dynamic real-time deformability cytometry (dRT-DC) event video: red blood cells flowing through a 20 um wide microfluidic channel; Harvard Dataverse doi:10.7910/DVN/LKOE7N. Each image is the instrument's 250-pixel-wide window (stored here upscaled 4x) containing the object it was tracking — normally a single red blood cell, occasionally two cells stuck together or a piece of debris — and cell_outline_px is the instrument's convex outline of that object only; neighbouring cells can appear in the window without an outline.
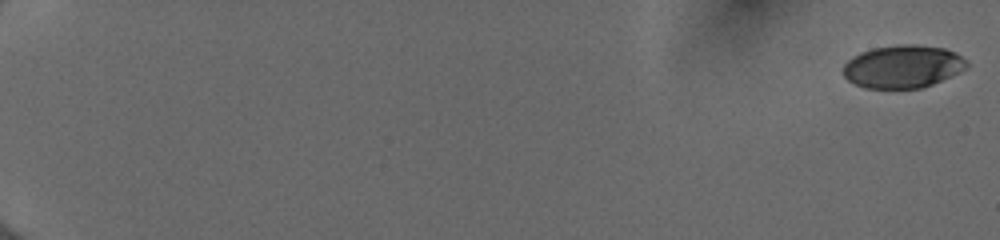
{"species": "human", "species_latin": "Homo sapiens", "temperature_condition": "cold", "stored_images_in_passage": 55, "camera_frame_rate_fps": 3000, "um_per_image_px": 0.085, "donor": {"sex": "female"}, "frame": {"image": 1, "passage_image": 1, "time_ms": 0.0, "image_size_px": [1000, 240], "cell_outline_px": [[968, 68], [960, 72], [932, 84], [920, 88], [864, 88], [848, 80], [844, 76], [844, 64], [852, 56], [860, 52], [872, 48], [900, 44], [916, 44], [944, 48], [956, 52], [968, 60]], "centroid_in_image_um": [76.77, 5.64], "position_along_channel_um": 8.2, "area_um2": 31.04}}
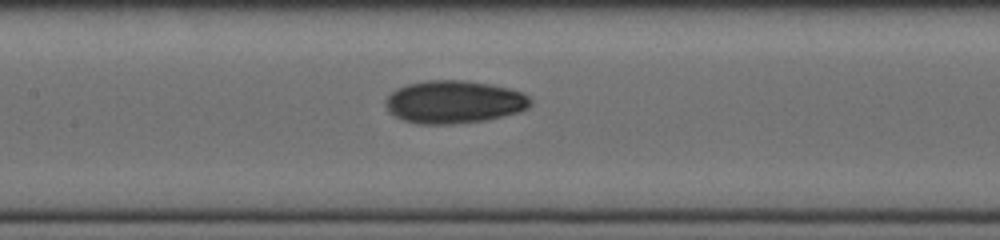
{"frame": {"image": 2, "passage_image": 30, "time_ms": 9.667, "image_size_px": [1000, 240], "cell_outline_px": [[532, 104], [528, 108], [520, 112], [504, 116], [484, 120], [452, 124], [416, 124], [404, 120], [388, 112], [384, 104], [384, 100], [396, 88], [408, 84], [428, 80], [464, 80], [492, 84], [524, 92], [532, 100]], "centroid_in_image_um": [38.6, 8.66], "position_along_channel_um": 168.8, "area_um2": 36.47}}
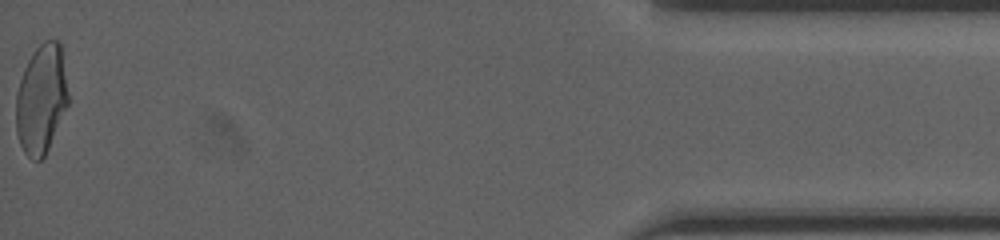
{"frame": {"image": 3, "passage_image": 55, "time_ms": 18.0, "image_size_px": [1000, 240], "cell_outline_px": [[68, 104], [48, 148], [44, 156], [40, 160], [32, 160], [24, 152], [20, 144], [16, 132], [16, 96], [20, 80], [24, 68], [32, 52], [44, 40], [60, 40], [68, 92]], "centroid_in_image_um": [3.5, 8.41], "position_along_channel_um": 431.7, "area_um2": 33.12}, "authors_computed_cell_mechanics": {"area_um2": 33.1194, "velocity_mm_per_s": 4.0164, "shape_relaxation_time_tau1_ms": 4.2395, "shape_relaxation_time_tau2_ms": 2.4883, "deformation_change_tau1": 0.1499, "deformation_change_tau2": 0.0671}}